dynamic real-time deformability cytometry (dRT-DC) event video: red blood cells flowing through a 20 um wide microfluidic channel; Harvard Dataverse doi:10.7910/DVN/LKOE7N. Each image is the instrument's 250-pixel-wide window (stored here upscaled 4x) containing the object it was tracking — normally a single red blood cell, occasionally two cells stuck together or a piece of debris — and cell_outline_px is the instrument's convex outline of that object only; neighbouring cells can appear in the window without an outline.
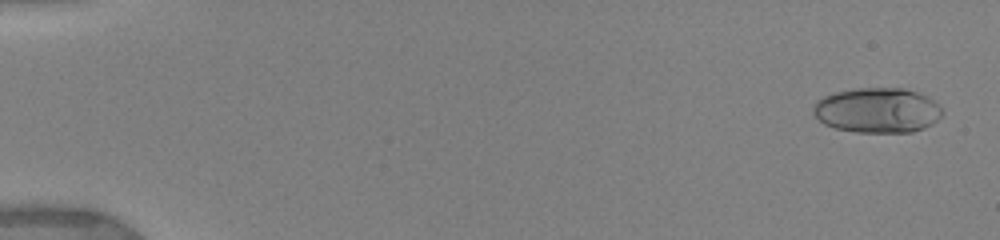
{"species": "human", "species_latin": "Homo sapiens", "temperature_condition": "warm", "stored_images_in_passage": 29, "camera_frame_rate_fps": 3000, "um_per_image_px": 0.085, "donor": {"sex": "female"}, "frame": {"image": 1, "passage_image": 1, "time_ms": 0.0, "image_size_px": [1000, 240], "cell_outline_px": [[944, 112], [932, 124], [924, 128], [912, 132], [856, 132], [836, 128], [824, 124], [812, 112], [812, 108], [816, 100], [824, 96], [836, 92], [856, 88], [904, 88], [916, 92], [936, 100]], "centroid_in_image_um": [74.58, 9.37], "position_along_channel_um": 10.4, "area_um2": 33.99}}
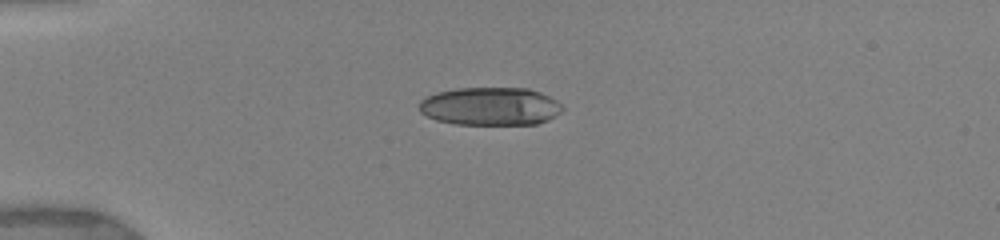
{"frame": {"image": 2, "passage_image": 13, "time_ms": 4.0, "image_size_px": [1000, 240], "cell_outline_px": [[564, 108], [560, 112], [548, 120], [536, 124], [456, 124], [436, 120], [420, 112], [420, 100], [436, 92], [456, 88], [528, 88], [540, 92], [556, 100]], "centroid_in_image_um": [41.67, 9.03], "position_along_channel_um": 43.3, "area_um2": 31.73}}
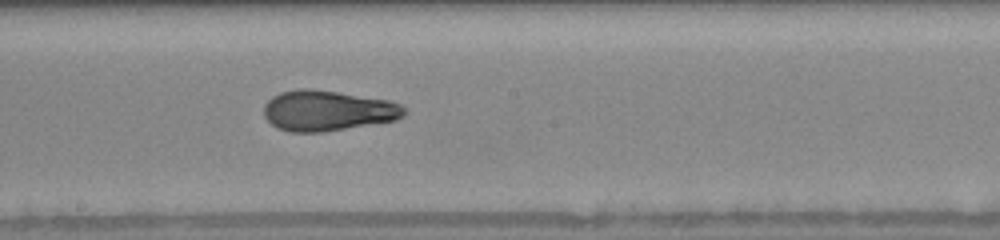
{"frame": {"image": 3, "passage_image": 29, "time_ms": 9.333, "image_size_px": [1000, 240], "cell_outline_px": [[408, 112], [404, 116], [396, 120], [320, 132], [288, 132], [276, 128], [264, 116], [264, 104], [272, 96], [280, 92], [300, 88], [308, 88], [336, 92], [388, 100], [400, 104]], "centroid_in_image_um": [27.82, 9.4], "position_along_channel_um": 220.4, "area_um2": 33.0}}